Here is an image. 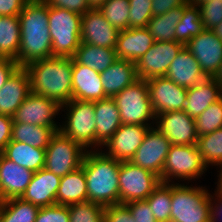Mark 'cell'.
Wrapping results in <instances>:
<instances>
[{
  "instance_id": "cell-1",
  "label": "cell",
  "mask_w": 222,
  "mask_h": 222,
  "mask_svg": "<svg viewBox=\"0 0 222 222\" xmlns=\"http://www.w3.org/2000/svg\"><path fill=\"white\" fill-rule=\"evenodd\" d=\"M18 16L21 39L15 62L19 67L52 57L47 3L44 0H29Z\"/></svg>"
},
{
  "instance_id": "cell-2",
  "label": "cell",
  "mask_w": 222,
  "mask_h": 222,
  "mask_svg": "<svg viewBox=\"0 0 222 222\" xmlns=\"http://www.w3.org/2000/svg\"><path fill=\"white\" fill-rule=\"evenodd\" d=\"M30 78L31 92L63 105L72 100V58L52 56L24 67Z\"/></svg>"
},
{
  "instance_id": "cell-3",
  "label": "cell",
  "mask_w": 222,
  "mask_h": 222,
  "mask_svg": "<svg viewBox=\"0 0 222 222\" xmlns=\"http://www.w3.org/2000/svg\"><path fill=\"white\" fill-rule=\"evenodd\" d=\"M87 182L88 201L104 207L119 204L120 161L103 149L87 151L82 162Z\"/></svg>"
},
{
  "instance_id": "cell-4",
  "label": "cell",
  "mask_w": 222,
  "mask_h": 222,
  "mask_svg": "<svg viewBox=\"0 0 222 222\" xmlns=\"http://www.w3.org/2000/svg\"><path fill=\"white\" fill-rule=\"evenodd\" d=\"M62 111L66 112L62 115L66 117L59 131L86 151L97 150L94 101L72 99L61 105Z\"/></svg>"
},
{
  "instance_id": "cell-5",
  "label": "cell",
  "mask_w": 222,
  "mask_h": 222,
  "mask_svg": "<svg viewBox=\"0 0 222 222\" xmlns=\"http://www.w3.org/2000/svg\"><path fill=\"white\" fill-rule=\"evenodd\" d=\"M192 186L171 183L170 222H210V192Z\"/></svg>"
},
{
  "instance_id": "cell-6",
  "label": "cell",
  "mask_w": 222,
  "mask_h": 222,
  "mask_svg": "<svg viewBox=\"0 0 222 222\" xmlns=\"http://www.w3.org/2000/svg\"><path fill=\"white\" fill-rule=\"evenodd\" d=\"M81 18L80 14L48 6L52 56L74 57L81 43Z\"/></svg>"
},
{
  "instance_id": "cell-7",
  "label": "cell",
  "mask_w": 222,
  "mask_h": 222,
  "mask_svg": "<svg viewBox=\"0 0 222 222\" xmlns=\"http://www.w3.org/2000/svg\"><path fill=\"white\" fill-rule=\"evenodd\" d=\"M113 98L119 109L122 124L154 126L155 114L151 106L147 80H136Z\"/></svg>"
},
{
  "instance_id": "cell-8",
  "label": "cell",
  "mask_w": 222,
  "mask_h": 222,
  "mask_svg": "<svg viewBox=\"0 0 222 222\" xmlns=\"http://www.w3.org/2000/svg\"><path fill=\"white\" fill-rule=\"evenodd\" d=\"M207 172L196 145H171L164 162L161 182L200 179ZM174 179V181L172 180Z\"/></svg>"
},
{
  "instance_id": "cell-9",
  "label": "cell",
  "mask_w": 222,
  "mask_h": 222,
  "mask_svg": "<svg viewBox=\"0 0 222 222\" xmlns=\"http://www.w3.org/2000/svg\"><path fill=\"white\" fill-rule=\"evenodd\" d=\"M118 180L119 204L146 200L161 183L158 175L131 161L120 162Z\"/></svg>"
},
{
  "instance_id": "cell-10",
  "label": "cell",
  "mask_w": 222,
  "mask_h": 222,
  "mask_svg": "<svg viewBox=\"0 0 222 222\" xmlns=\"http://www.w3.org/2000/svg\"><path fill=\"white\" fill-rule=\"evenodd\" d=\"M86 152L78 143L57 131L46 148L44 168L64 177L82 166Z\"/></svg>"
},
{
  "instance_id": "cell-11",
  "label": "cell",
  "mask_w": 222,
  "mask_h": 222,
  "mask_svg": "<svg viewBox=\"0 0 222 222\" xmlns=\"http://www.w3.org/2000/svg\"><path fill=\"white\" fill-rule=\"evenodd\" d=\"M60 110L61 105L57 101L31 92L16 110L12 119L16 123L52 127L57 132L61 123L57 124L55 116L60 115Z\"/></svg>"
},
{
  "instance_id": "cell-12",
  "label": "cell",
  "mask_w": 222,
  "mask_h": 222,
  "mask_svg": "<svg viewBox=\"0 0 222 222\" xmlns=\"http://www.w3.org/2000/svg\"><path fill=\"white\" fill-rule=\"evenodd\" d=\"M185 45L177 42L154 41L150 49L135 63L139 79L165 76L170 64Z\"/></svg>"
},
{
  "instance_id": "cell-13",
  "label": "cell",
  "mask_w": 222,
  "mask_h": 222,
  "mask_svg": "<svg viewBox=\"0 0 222 222\" xmlns=\"http://www.w3.org/2000/svg\"><path fill=\"white\" fill-rule=\"evenodd\" d=\"M154 128L164 134L171 145H196L195 119L184 110L168 111L155 116Z\"/></svg>"
},
{
  "instance_id": "cell-14",
  "label": "cell",
  "mask_w": 222,
  "mask_h": 222,
  "mask_svg": "<svg viewBox=\"0 0 222 222\" xmlns=\"http://www.w3.org/2000/svg\"><path fill=\"white\" fill-rule=\"evenodd\" d=\"M147 85L155 116L168 111L184 110L187 88L165 76L152 77L147 80Z\"/></svg>"
},
{
  "instance_id": "cell-15",
  "label": "cell",
  "mask_w": 222,
  "mask_h": 222,
  "mask_svg": "<svg viewBox=\"0 0 222 222\" xmlns=\"http://www.w3.org/2000/svg\"><path fill=\"white\" fill-rule=\"evenodd\" d=\"M185 47L198 61L201 71L214 78L222 63V41L210 29H204L193 37Z\"/></svg>"
},
{
  "instance_id": "cell-16",
  "label": "cell",
  "mask_w": 222,
  "mask_h": 222,
  "mask_svg": "<svg viewBox=\"0 0 222 222\" xmlns=\"http://www.w3.org/2000/svg\"><path fill=\"white\" fill-rule=\"evenodd\" d=\"M170 146L168 138L156 128L151 127L130 161L161 178Z\"/></svg>"
},
{
  "instance_id": "cell-17",
  "label": "cell",
  "mask_w": 222,
  "mask_h": 222,
  "mask_svg": "<svg viewBox=\"0 0 222 222\" xmlns=\"http://www.w3.org/2000/svg\"><path fill=\"white\" fill-rule=\"evenodd\" d=\"M151 127L154 126L122 124L102 146L107 148L103 152L120 162L130 161Z\"/></svg>"
},
{
  "instance_id": "cell-18",
  "label": "cell",
  "mask_w": 222,
  "mask_h": 222,
  "mask_svg": "<svg viewBox=\"0 0 222 222\" xmlns=\"http://www.w3.org/2000/svg\"><path fill=\"white\" fill-rule=\"evenodd\" d=\"M119 32L106 20L99 9H90L82 15V43L116 49Z\"/></svg>"
},
{
  "instance_id": "cell-19",
  "label": "cell",
  "mask_w": 222,
  "mask_h": 222,
  "mask_svg": "<svg viewBox=\"0 0 222 222\" xmlns=\"http://www.w3.org/2000/svg\"><path fill=\"white\" fill-rule=\"evenodd\" d=\"M107 98L100 73L72 58V99L97 101Z\"/></svg>"
},
{
  "instance_id": "cell-20",
  "label": "cell",
  "mask_w": 222,
  "mask_h": 222,
  "mask_svg": "<svg viewBox=\"0 0 222 222\" xmlns=\"http://www.w3.org/2000/svg\"><path fill=\"white\" fill-rule=\"evenodd\" d=\"M30 93L29 74L24 67H18L0 89V114L12 117Z\"/></svg>"
},
{
  "instance_id": "cell-21",
  "label": "cell",
  "mask_w": 222,
  "mask_h": 222,
  "mask_svg": "<svg viewBox=\"0 0 222 222\" xmlns=\"http://www.w3.org/2000/svg\"><path fill=\"white\" fill-rule=\"evenodd\" d=\"M60 180V176L42 168L34 172L31 182L21 198L39 207L55 205Z\"/></svg>"
},
{
  "instance_id": "cell-22",
  "label": "cell",
  "mask_w": 222,
  "mask_h": 222,
  "mask_svg": "<svg viewBox=\"0 0 222 222\" xmlns=\"http://www.w3.org/2000/svg\"><path fill=\"white\" fill-rule=\"evenodd\" d=\"M34 172L19 166L0 153V191L5 200L21 198Z\"/></svg>"
},
{
  "instance_id": "cell-23",
  "label": "cell",
  "mask_w": 222,
  "mask_h": 222,
  "mask_svg": "<svg viewBox=\"0 0 222 222\" xmlns=\"http://www.w3.org/2000/svg\"><path fill=\"white\" fill-rule=\"evenodd\" d=\"M154 41L146 27L121 30L115 49L117 58L136 63L150 49Z\"/></svg>"
},
{
  "instance_id": "cell-24",
  "label": "cell",
  "mask_w": 222,
  "mask_h": 222,
  "mask_svg": "<svg viewBox=\"0 0 222 222\" xmlns=\"http://www.w3.org/2000/svg\"><path fill=\"white\" fill-rule=\"evenodd\" d=\"M165 77L185 88L197 86L207 78L196 58L185 46L170 64Z\"/></svg>"
},
{
  "instance_id": "cell-25",
  "label": "cell",
  "mask_w": 222,
  "mask_h": 222,
  "mask_svg": "<svg viewBox=\"0 0 222 222\" xmlns=\"http://www.w3.org/2000/svg\"><path fill=\"white\" fill-rule=\"evenodd\" d=\"M94 108L96 147L97 150H101L102 146L113 136L122 123L119 109L113 97L94 101Z\"/></svg>"
},
{
  "instance_id": "cell-26",
  "label": "cell",
  "mask_w": 222,
  "mask_h": 222,
  "mask_svg": "<svg viewBox=\"0 0 222 222\" xmlns=\"http://www.w3.org/2000/svg\"><path fill=\"white\" fill-rule=\"evenodd\" d=\"M222 97V87L214 78H206L197 86L187 88L184 111L196 119L212 103Z\"/></svg>"
},
{
  "instance_id": "cell-27",
  "label": "cell",
  "mask_w": 222,
  "mask_h": 222,
  "mask_svg": "<svg viewBox=\"0 0 222 222\" xmlns=\"http://www.w3.org/2000/svg\"><path fill=\"white\" fill-rule=\"evenodd\" d=\"M100 75L107 97H114L139 79L135 63L124 59H117L109 68L101 72Z\"/></svg>"
},
{
  "instance_id": "cell-28",
  "label": "cell",
  "mask_w": 222,
  "mask_h": 222,
  "mask_svg": "<svg viewBox=\"0 0 222 222\" xmlns=\"http://www.w3.org/2000/svg\"><path fill=\"white\" fill-rule=\"evenodd\" d=\"M88 201L87 182L84 169H79L61 177L56 194V204L70 205Z\"/></svg>"
},
{
  "instance_id": "cell-29",
  "label": "cell",
  "mask_w": 222,
  "mask_h": 222,
  "mask_svg": "<svg viewBox=\"0 0 222 222\" xmlns=\"http://www.w3.org/2000/svg\"><path fill=\"white\" fill-rule=\"evenodd\" d=\"M1 153L19 166L30 169L33 172L44 168L46 149L11 140Z\"/></svg>"
},
{
  "instance_id": "cell-30",
  "label": "cell",
  "mask_w": 222,
  "mask_h": 222,
  "mask_svg": "<svg viewBox=\"0 0 222 222\" xmlns=\"http://www.w3.org/2000/svg\"><path fill=\"white\" fill-rule=\"evenodd\" d=\"M79 64L87 66L98 73L109 68L118 58L113 48L99 47L80 43L73 57Z\"/></svg>"
},
{
  "instance_id": "cell-31",
  "label": "cell",
  "mask_w": 222,
  "mask_h": 222,
  "mask_svg": "<svg viewBox=\"0 0 222 222\" xmlns=\"http://www.w3.org/2000/svg\"><path fill=\"white\" fill-rule=\"evenodd\" d=\"M21 39L19 16H0V58L16 61Z\"/></svg>"
},
{
  "instance_id": "cell-32",
  "label": "cell",
  "mask_w": 222,
  "mask_h": 222,
  "mask_svg": "<svg viewBox=\"0 0 222 222\" xmlns=\"http://www.w3.org/2000/svg\"><path fill=\"white\" fill-rule=\"evenodd\" d=\"M55 133L52 127L13 122L11 140L46 149Z\"/></svg>"
},
{
  "instance_id": "cell-33",
  "label": "cell",
  "mask_w": 222,
  "mask_h": 222,
  "mask_svg": "<svg viewBox=\"0 0 222 222\" xmlns=\"http://www.w3.org/2000/svg\"><path fill=\"white\" fill-rule=\"evenodd\" d=\"M183 14V6L170 9L167 13L153 16L147 29L155 41H175L177 23Z\"/></svg>"
},
{
  "instance_id": "cell-34",
  "label": "cell",
  "mask_w": 222,
  "mask_h": 222,
  "mask_svg": "<svg viewBox=\"0 0 222 222\" xmlns=\"http://www.w3.org/2000/svg\"><path fill=\"white\" fill-rule=\"evenodd\" d=\"M203 30L204 27L198 6L188 2L183 6L182 17L176 26L175 41L186 45Z\"/></svg>"
},
{
  "instance_id": "cell-35",
  "label": "cell",
  "mask_w": 222,
  "mask_h": 222,
  "mask_svg": "<svg viewBox=\"0 0 222 222\" xmlns=\"http://www.w3.org/2000/svg\"><path fill=\"white\" fill-rule=\"evenodd\" d=\"M39 209L22 198L7 199L0 208V222H35Z\"/></svg>"
},
{
  "instance_id": "cell-36",
  "label": "cell",
  "mask_w": 222,
  "mask_h": 222,
  "mask_svg": "<svg viewBox=\"0 0 222 222\" xmlns=\"http://www.w3.org/2000/svg\"><path fill=\"white\" fill-rule=\"evenodd\" d=\"M196 147L207 168L209 166H222V128L198 136Z\"/></svg>"
},
{
  "instance_id": "cell-37",
  "label": "cell",
  "mask_w": 222,
  "mask_h": 222,
  "mask_svg": "<svg viewBox=\"0 0 222 222\" xmlns=\"http://www.w3.org/2000/svg\"><path fill=\"white\" fill-rule=\"evenodd\" d=\"M157 222H170L171 183L161 182L146 199Z\"/></svg>"
},
{
  "instance_id": "cell-38",
  "label": "cell",
  "mask_w": 222,
  "mask_h": 222,
  "mask_svg": "<svg viewBox=\"0 0 222 222\" xmlns=\"http://www.w3.org/2000/svg\"><path fill=\"white\" fill-rule=\"evenodd\" d=\"M129 0H107L99 11L119 31L129 28Z\"/></svg>"
},
{
  "instance_id": "cell-39",
  "label": "cell",
  "mask_w": 222,
  "mask_h": 222,
  "mask_svg": "<svg viewBox=\"0 0 222 222\" xmlns=\"http://www.w3.org/2000/svg\"><path fill=\"white\" fill-rule=\"evenodd\" d=\"M195 123L198 136H203L222 128V97L201 113L195 119Z\"/></svg>"
},
{
  "instance_id": "cell-40",
  "label": "cell",
  "mask_w": 222,
  "mask_h": 222,
  "mask_svg": "<svg viewBox=\"0 0 222 222\" xmlns=\"http://www.w3.org/2000/svg\"><path fill=\"white\" fill-rule=\"evenodd\" d=\"M69 222H104L105 207L90 201L68 205Z\"/></svg>"
},
{
  "instance_id": "cell-41",
  "label": "cell",
  "mask_w": 222,
  "mask_h": 222,
  "mask_svg": "<svg viewBox=\"0 0 222 222\" xmlns=\"http://www.w3.org/2000/svg\"><path fill=\"white\" fill-rule=\"evenodd\" d=\"M129 28L147 27L153 17L152 0H129Z\"/></svg>"
},
{
  "instance_id": "cell-42",
  "label": "cell",
  "mask_w": 222,
  "mask_h": 222,
  "mask_svg": "<svg viewBox=\"0 0 222 222\" xmlns=\"http://www.w3.org/2000/svg\"><path fill=\"white\" fill-rule=\"evenodd\" d=\"M197 6L204 29L212 30L222 22V0H209Z\"/></svg>"
},
{
  "instance_id": "cell-43",
  "label": "cell",
  "mask_w": 222,
  "mask_h": 222,
  "mask_svg": "<svg viewBox=\"0 0 222 222\" xmlns=\"http://www.w3.org/2000/svg\"><path fill=\"white\" fill-rule=\"evenodd\" d=\"M35 222H69L67 205L40 207Z\"/></svg>"
},
{
  "instance_id": "cell-44",
  "label": "cell",
  "mask_w": 222,
  "mask_h": 222,
  "mask_svg": "<svg viewBox=\"0 0 222 222\" xmlns=\"http://www.w3.org/2000/svg\"><path fill=\"white\" fill-rule=\"evenodd\" d=\"M104 222H136L125 204H114L104 209Z\"/></svg>"
},
{
  "instance_id": "cell-45",
  "label": "cell",
  "mask_w": 222,
  "mask_h": 222,
  "mask_svg": "<svg viewBox=\"0 0 222 222\" xmlns=\"http://www.w3.org/2000/svg\"><path fill=\"white\" fill-rule=\"evenodd\" d=\"M136 222H157L146 200L132 201L125 204Z\"/></svg>"
},
{
  "instance_id": "cell-46",
  "label": "cell",
  "mask_w": 222,
  "mask_h": 222,
  "mask_svg": "<svg viewBox=\"0 0 222 222\" xmlns=\"http://www.w3.org/2000/svg\"><path fill=\"white\" fill-rule=\"evenodd\" d=\"M49 7L63 8L74 12L76 14L83 15L91 8L88 5V0H44Z\"/></svg>"
},
{
  "instance_id": "cell-47",
  "label": "cell",
  "mask_w": 222,
  "mask_h": 222,
  "mask_svg": "<svg viewBox=\"0 0 222 222\" xmlns=\"http://www.w3.org/2000/svg\"><path fill=\"white\" fill-rule=\"evenodd\" d=\"M188 2L189 0H152V14H165L170 9L185 6Z\"/></svg>"
},
{
  "instance_id": "cell-48",
  "label": "cell",
  "mask_w": 222,
  "mask_h": 222,
  "mask_svg": "<svg viewBox=\"0 0 222 222\" xmlns=\"http://www.w3.org/2000/svg\"><path fill=\"white\" fill-rule=\"evenodd\" d=\"M29 0H0V16H18Z\"/></svg>"
},
{
  "instance_id": "cell-49",
  "label": "cell",
  "mask_w": 222,
  "mask_h": 222,
  "mask_svg": "<svg viewBox=\"0 0 222 222\" xmlns=\"http://www.w3.org/2000/svg\"><path fill=\"white\" fill-rule=\"evenodd\" d=\"M12 124L11 116L0 114V153L11 141Z\"/></svg>"
},
{
  "instance_id": "cell-50",
  "label": "cell",
  "mask_w": 222,
  "mask_h": 222,
  "mask_svg": "<svg viewBox=\"0 0 222 222\" xmlns=\"http://www.w3.org/2000/svg\"><path fill=\"white\" fill-rule=\"evenodd\" d=\"M19 67V65L11 59L0 58V89L4 86L10 75Z\"/></svg>"
},
{
  "instance_id": "cell-51",
  "label": "cell",
  "mask_w": 222,
  "mask_h": 222,
  "mask_svg": "<svg viewBox=\"0 0 222 222\" xmlns=\"http://www.w3.org/2000/svg\"><path fill=\"white\" fill-rule=\"evenodd\" d=\"M220 215H222V196L215 192L213 195L210 193V221L221 222L222 216L220 217Z\"/></svg>"
},
{
  "instance_id": "cell-52",
  "label": "cell",
  "mask_w": 222,
  "mask_h": 222,
  "mask_svg": "<svg viewBox=\"0 0 222 222\" xmlns=\"http://www.w3.org/2000/svg\"><path fill=\"white\" fill-rule=\"evenodd\" d=\"M217 168H220V169L218 171L219 175L217 176L218 177L217 187H216V190L214 192L217 195H221L222 196V166L217 167Z\"/></svg>"
},
{
  "instance_id": "cell-53",
  "label": "cell",
  "mask_w": 222,
  "mask_h": 222,
  "mask_svg": "<svg viewBox=\"0 0 222 222\" xmlns=\"http://www.w3.org/2000/svg\"><path fill=\"white\" fill-rule=\"evenodd\" d=\"M107 0H88L91 9H99Z\"/></svg>"
},
{
  "instance_id": "cell-54",
  "label": "cell",
  "mask_w": 222,
  "mask_h": 222,
  "mask_svg": "<svg viewBox=\"0 0 222 222\" xmlns=\"http://www.w3.org/2000/svg\"><path fill=\"white\" fill-rule=\"evenodd\" d=\"M213 33L217 35L218 38L222 41V22L219 23L212 29Z\"/></svg>"
},
{
  "instance_id": "cell-55",
  "label": "cell",
  "mask_w": 222,
  "mask_h": 222,
  "mask_svg": "<svg viewBox=\"0 0 222 222\" xmlns=\"http://www.w3.org/2000/svg\"><path fill=\"white\" fill-rule=\"evenodd\" d=\"M214 79L221 85L222 87V63L220 66L219 71L217 72V74L214 76Z\"/></svg>"
},
{
  "instance_id": "cell-56",
  "label": "cell",
  "mask_w": 222,
  "mask_h": 222,
  "mask_svg": "<svg viewBox=\"0 0 222 222\" xmlns=\"http://www.w3.org/2000/svg\"><path fill=\"white\" fill-rule=\"evenodd\" d=\"M205 1H209V0H189V2H191L192 4H200V3H203Z\"/></svg>"
},
{
  "instance_id": "cell-57",
  "label": "cell",
  "mask_w": 222,
  "mask_h": 222,
  "mask_svg": "<svg viewBox=\"0 0 222 222\" xmlns=\"http://www.w3.org/2000/svg\"><path fill=\"white\" fill-rule=\"evenodd\" d=\"M4 202H5V199L3 198L1 191H0V208L4 204Z\"/></svg>"
}]
</instances>
